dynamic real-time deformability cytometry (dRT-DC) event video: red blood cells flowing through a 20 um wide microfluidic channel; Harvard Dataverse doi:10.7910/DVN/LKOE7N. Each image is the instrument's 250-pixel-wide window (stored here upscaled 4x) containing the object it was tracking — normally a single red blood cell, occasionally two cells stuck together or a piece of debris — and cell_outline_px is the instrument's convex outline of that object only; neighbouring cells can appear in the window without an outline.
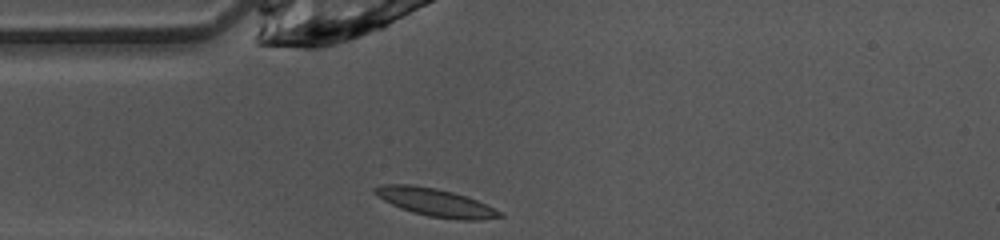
{"species": "common noctule bat (a hibernating species)", "species_latin": "Nyctalus noctula", "temperature_condition": "warm", "stored_images_in_passage": 37, "camera_frame_rate_fps": 3000, "um_per_image_px": 0.085, "animal": {"sex": "female", "body_mass_g": 10.0, "forearm_length_mm": 53.1}, "frame": {"image": 1, "passage_image": 1, "time_ms": 0.0, "image_size_px": [1000, 240], "cell_outline_px": [[504, 216], [480, 220], [460, 220], [428, 216], [412, 212], [400, 208], [384, 200], [372, 192], [372, 188], [380, 184], [412, 184], [436, 188], [452, 192], [476, 200], [500, 212]], "centroid_in_image_um": [36.94, 17.19], "position_along_channel_um": 48.1, "area_um2": 20.11}}
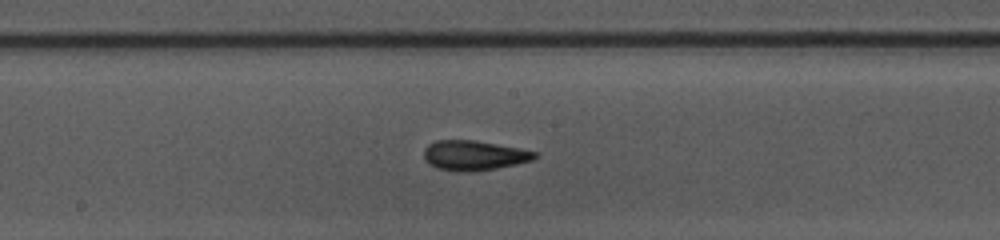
{"frame": {"image": 2, "passage_image": 13, "time_ms": 4.0, "image_size_px": [1000, 240], "cell_outline_px": [[540, 156], [532, 160], [516, 164], [496, 168], [472, 172], [464, 172], [436, 168], [428, 164], [424, 160], [424, 148], [428, 144], [436, 140], [476, 140], [520, 148], [536, 152]], "centroid_in_image_um": [40.28, 13.21], "position_along_channel_um": 207.9, "area_um2": 19.48}}
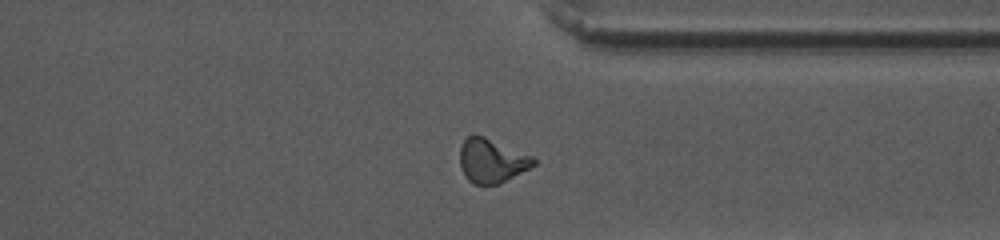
{"frame": {"image": 3, "passage_image": 25, "time_ms": 8.0, "image_size_px": [1000, 240], "cell_outline_px": [[536, 164], [500, 184], [484, 188], [472, 184], [464, 176], [460, 164], [460, 148], [464, 140], [468, 136], [484, 136], [532, 156], [536, 160]], "centroid_in_image_um": [41.77, 13.72], "position_along_channel_um": 369.6, "area_um2": 19.13}, "authors_computed_cell_mechanics": {"area_um2": 18.6694, "velocity_mm_per_s": 4.1182, "shape_relaxation_time_tau1_ms": 5.5933, "shape_relaxation_time_tau2_ms": 2.8264, "deformation_change_tau1": 0.1857, "deformation_change_tau2": 0.0632}}